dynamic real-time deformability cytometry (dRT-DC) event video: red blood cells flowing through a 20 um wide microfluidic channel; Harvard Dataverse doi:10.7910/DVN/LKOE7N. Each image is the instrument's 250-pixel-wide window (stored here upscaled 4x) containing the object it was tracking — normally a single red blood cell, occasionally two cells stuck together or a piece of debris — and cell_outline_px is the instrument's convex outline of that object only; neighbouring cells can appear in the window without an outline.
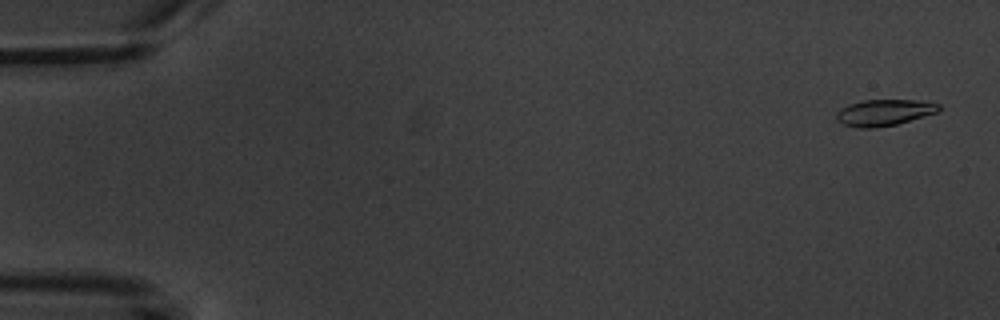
{"species": "common noctule bat (a hibernating species)", "species_latin": "Nyctalus noctula", "temperature_condition": "warm", "stored_images_in_passage": 7, "camera_frame_rate_fps": 3000, "um_per_image_px": 0.085, "animal": {"sex": "male", "body_mass_g": 20.1, "forearm_length_mm": 53.5}, "frame": {"image": 1, "passage_image": 1, "time_ms": 0.0, "image_size_px": [1000, 320], "cell_outline_px": [[940, 108], [936, 112], [896, 124], [876, 128], [860, 128], [844, 124], [836, 120], [836, 112], [840, 108], [848, 104], [864, 100], [916, 100], [940, 104]], "centroid_in_image_um": [75.09, 9.56], "position_along_channel_um": 9.9, "area_um2": 15.55}}
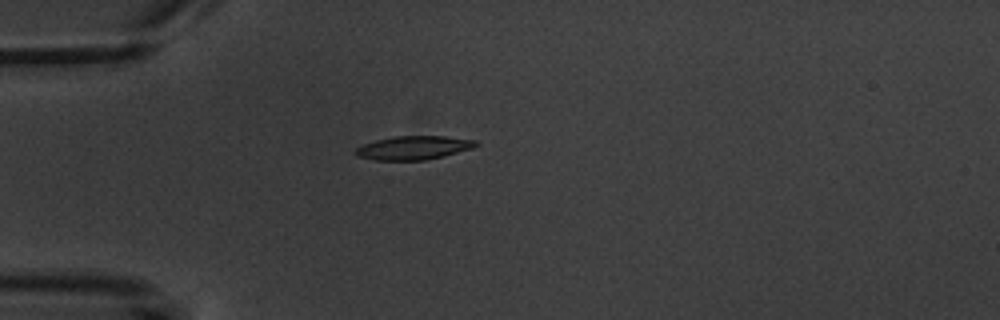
{"frame": {"image": 2, "passage_image": 5, "time_ms": 4.667, "image_size_px": [1000, 320], "cell_outline_px": [[480, 144], [472, 148], [444, 156], [424, 160], [376, 160], [356, 156], [356, 148], [364, 144], [376, 140], [396, 136], [444, 136], [476, 140]], "centroid_in_image_um": [35.18, 12.56], "position_along_channel_um": 49.8, "area_um2": 16.47}}
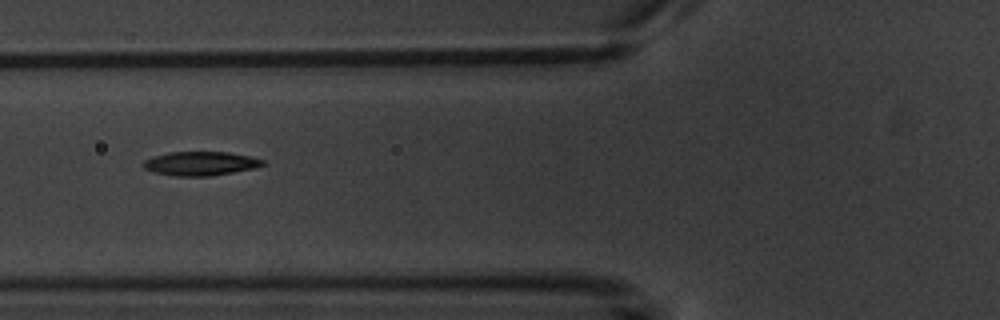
{"frame": {"image": 3, "passage_image": 7, "time_ms": 6.667, "image_size_px": [1000, 320], "cell_outline_px": [[268, 164], [256, 168], [212, 176], [176, 176], [156, 172], [144, 168], [140, 164], [144, 160], [152, 156], [168, 152], [228, 152], [248, 156], [264, 160]], "centroid_in_image_um": [17.05, 13.9], "position_along_channel_um": 108.7, "area_um2": 16.82}}